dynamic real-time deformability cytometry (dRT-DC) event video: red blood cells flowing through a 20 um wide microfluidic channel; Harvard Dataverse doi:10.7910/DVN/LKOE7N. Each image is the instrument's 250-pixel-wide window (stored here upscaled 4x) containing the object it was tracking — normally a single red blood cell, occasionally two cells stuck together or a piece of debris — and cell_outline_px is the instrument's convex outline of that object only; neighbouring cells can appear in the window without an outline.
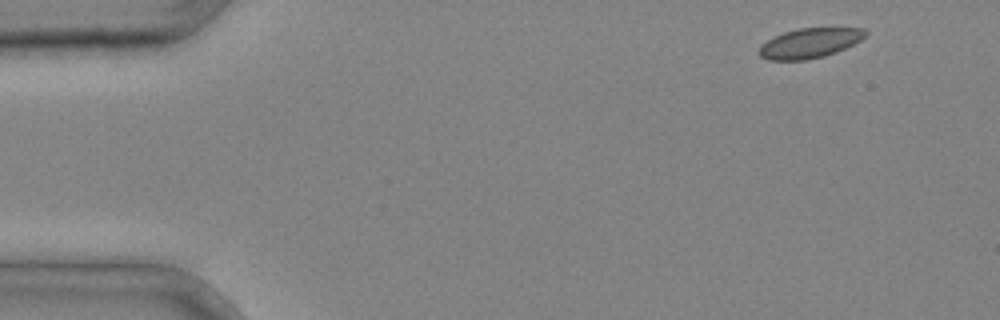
{"species": "common noctule bat (a hibernating species)", "species_latin": "Nyctalus noctula", "temperature_condition": "cold", "stored_images_in_passage": 3, "camera_frame_rate_fps": 3000, "um_per_image_px": 0.085, "animal": {"sex": "male", "body_mass_g": 20.4}, "frame": {"image": 1, "passage_image": 1, "time_ms": 0.0, "image_size_px": [1000, 320], "cell_outline_px": [[868, 32], [860, 40], [836, 52], [824, 56], [808, 60], [768, 60], [760, 56], [760, 44], [772, 36], [784, 32], [800, 28], [864, 28]], "centroid_in_image_um": [68.79, 3.66], "position_along_channel_um": 16.2, "area_um2": 18.44}}
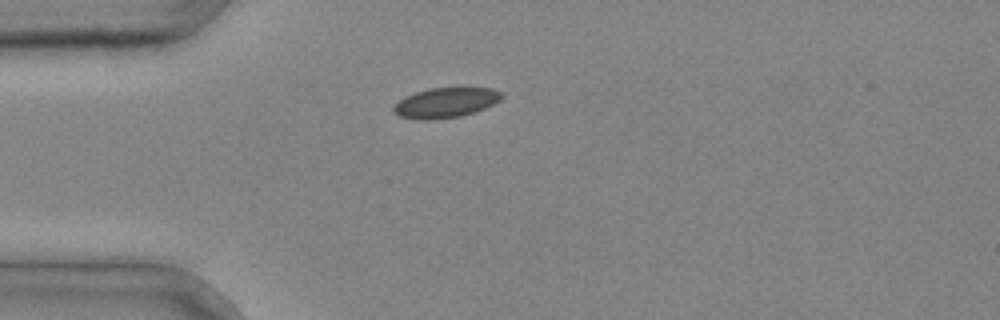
{"frame": {"image": 2, "passage_image": 3, "time_ms": 0.667, "image_size_px": [1000, 320], "cell_outline_px": [[504, 96], [500, 100], [484, 108], [460, 116], [436, 120], [416, 120], [400, 116], [392, 112], [392, 108], [400, 100], [416, 92], [432, 88], [492, 88], [504, 92]], "centroid_in_image_um": [37.89, 8.74], "position_along_channel_um": 47.1, "area_um2": 18.84}}